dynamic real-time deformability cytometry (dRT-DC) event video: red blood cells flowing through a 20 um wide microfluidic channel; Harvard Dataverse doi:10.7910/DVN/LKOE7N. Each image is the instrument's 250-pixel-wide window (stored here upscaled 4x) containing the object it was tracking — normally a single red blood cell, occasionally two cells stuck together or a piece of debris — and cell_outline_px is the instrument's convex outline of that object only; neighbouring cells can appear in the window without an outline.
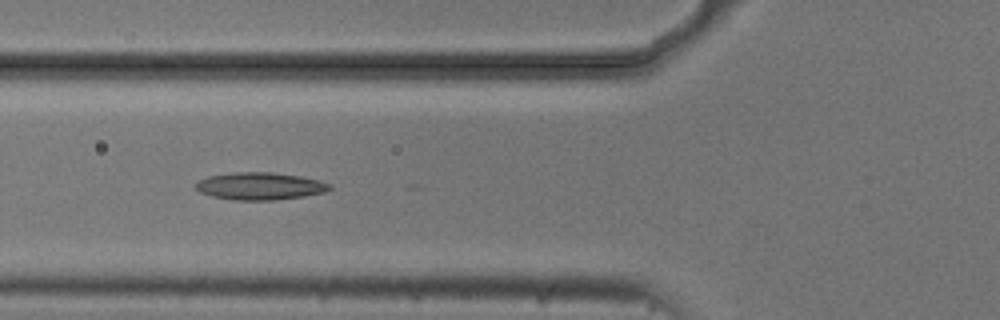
{"species": "common noctule bat (a hibernating species)", "species_latin": "Nyctalus noctula", "temperature_condition": "cold", "stored_images_in_passage": 12, "camera_frame_rate_fps": 3000, "um_per_image_px": 0.085, "animal": {"sex": "male", "body_mass_g": 20.5, "forearm_length_mm": 52.5}, "frame": {"image": 1, "passage_image": 7, "time_ms": 2.0, "image_size_px": [1000, 320], "cell_outline_px": [[332, 188], [324, 192], [304, 196], [276, 200], [232, 200], [212, 196], [200, 192], [192, 184], [208, 176], [236, 172], [272, 172], [300, 176], [320, 180], [332, 184]], "centroid_in_image_um": [22.1, 15.82], "position_along_channel_um": 103.7, "area_um2": 21.5}}
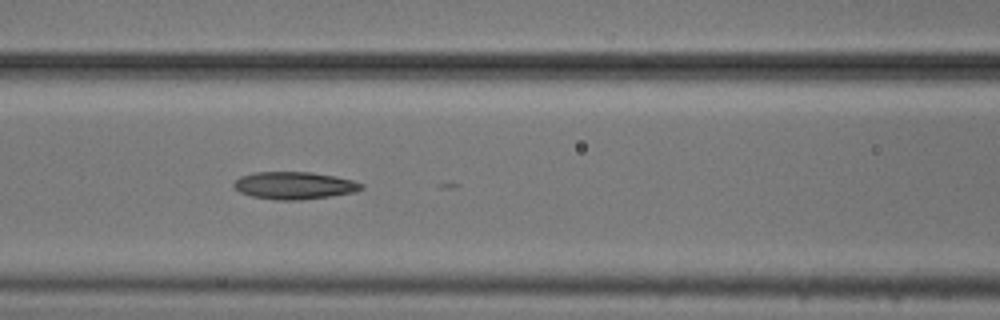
{"frame": {"image": 2, "passage_image": 10, "time_ms": 3.0, "image_size_px": [1000, 320], "cell_outline_px": [[364, 188], [356, 192], [300, 200], [276, 200], [252, 196], [240, 192], [232, 184], [240, 176], [252, 172], [312, 172], [336, 176], [352, 180], [364, 184]], "centroid_in_image_um": [25.03, 15.76], "position_along_channel_um": 141.6, "area_um2": 20.4}}